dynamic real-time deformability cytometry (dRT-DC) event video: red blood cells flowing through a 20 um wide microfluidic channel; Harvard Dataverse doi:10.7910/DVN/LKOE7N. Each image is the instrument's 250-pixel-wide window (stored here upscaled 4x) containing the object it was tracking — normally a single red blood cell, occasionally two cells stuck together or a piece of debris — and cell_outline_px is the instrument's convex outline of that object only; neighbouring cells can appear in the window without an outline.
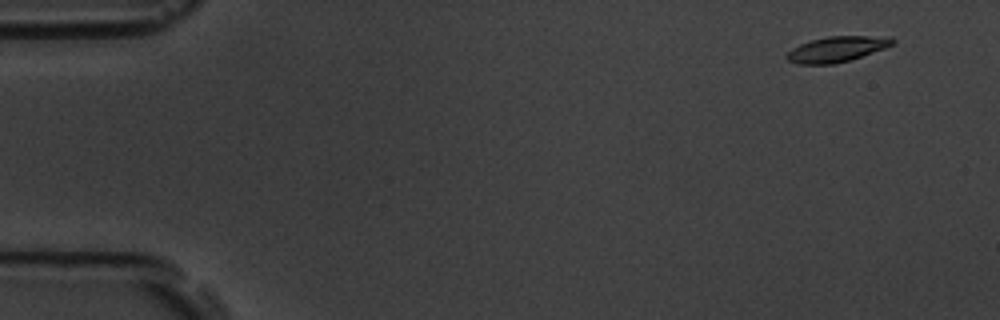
{"species": "common noctule bat (a hibernating species)", "species_latin": "Nyctalus noctula", "temperature_condition": "room temperature", "stored_images_in_passage": 7, "camera_frame_rate_fps": 3000, "um_per_image_px": 0.085, "animal": {"sex": "male", "body_mass_g": 19.5, "forearm_length_mm": 54.6}, "frame": {"image": 1, "passage_image": 2, "time_ms": 1.333, "image_size_px": [1000, 320], "cell_outline_px": [[896, 40], [892, 44], [884, 48], [836, 64], [796, 64], [788, 60], [788, 52], [792, 48], [800, 44], [812, 40], [828, 36], [892, 36]], "centroid_in_image_um": [71.14, 4.17], "position_along_channel_um": 13.9, "area_um2": 15.49}}
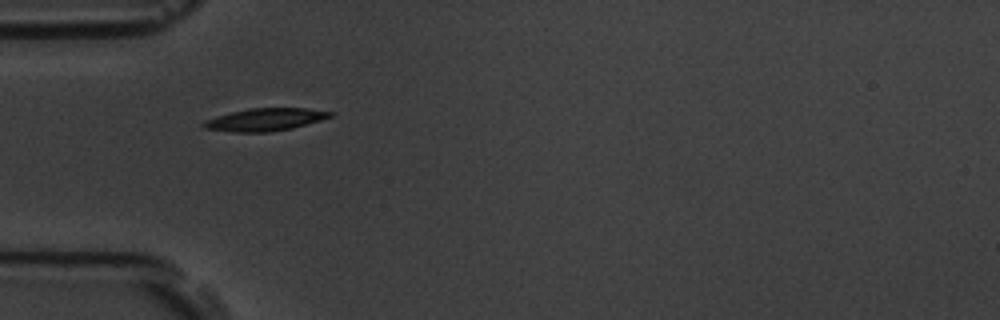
{"frame": {"image": 2, "passage_image": 6, "time_ms": 6.0, "image_size_px": [1000, 320], "cell_outline_px": [[336, 112], [332, 116], [320, 120], [292, 128], [268, 132], [236, 132], [204, 128], [200, 124], [204, 120], [216, 116], [248, 108], [304, 108]], "centroid_in_image_um": [22.52, 10.16], "position_along_channel_um": 62.5, "area_um2": 16.59}}
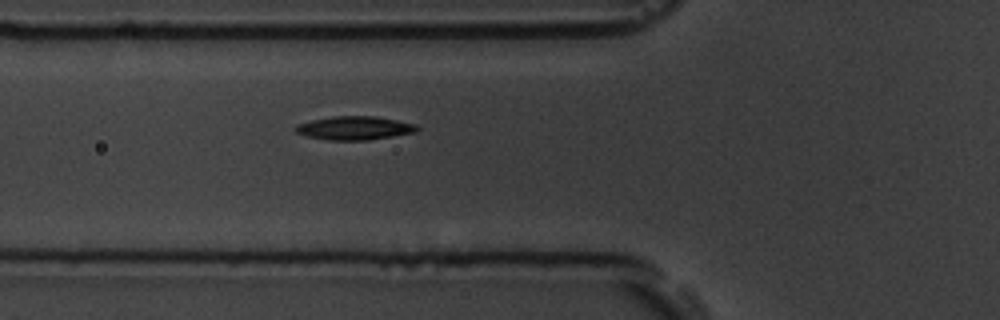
{"frame": {"image": 3, "passage_image": 7, "time_ms": 7.0, "image_size_px": [1000, 320], "cell_outline_px": [[420, 128], [416, 132], [368, 140], [328, 140], [308, 136], [296, 132], [292, 128], [296, 124], [312, 120], [332, 116], [376, 116], [416, 124]], "centroid_in_image_um": [30.12, 10.88], "position_along_channel_um": 95.7, "area_um2": 16.7}}